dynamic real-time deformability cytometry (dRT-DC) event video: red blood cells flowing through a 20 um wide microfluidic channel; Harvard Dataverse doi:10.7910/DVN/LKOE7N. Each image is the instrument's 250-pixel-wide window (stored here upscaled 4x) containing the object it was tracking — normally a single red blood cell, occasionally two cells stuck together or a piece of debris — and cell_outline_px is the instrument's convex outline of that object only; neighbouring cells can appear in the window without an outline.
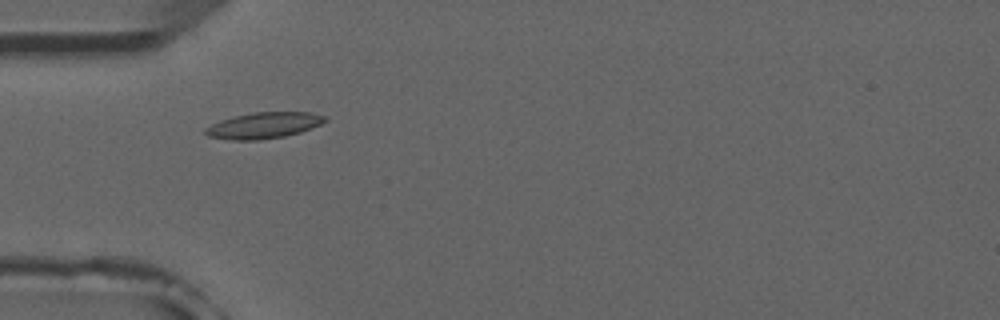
{"species": "common noctule bat (a hibernating species)", "species_latin": "Nyctalus noctula", "temperature_condition": "room temperature", "stored_images_in_passage": 6, "camera_frame_rate_fps": 3000, "um_per_image_px": 0.085, "animal": {"sex": "male", "forearm_length_mm": 52.5}, "frame": {"image": 1, "passage_image": 4, "time_ms": 4.333, "image_size_px": [1000, 320], "cell_outline_px": [[328, 120], [320, 124], [300, 132], [284, 136], [260, 140], [232, 140], [208, 136], [204, 132], [204, 128], [220, 120], [252, 112], [312, 112], [328, 116]], "centroid_in_image_um": [22.44, 10.65], "position_along_channel_um": 62.6, "area_um2": 18.21}}
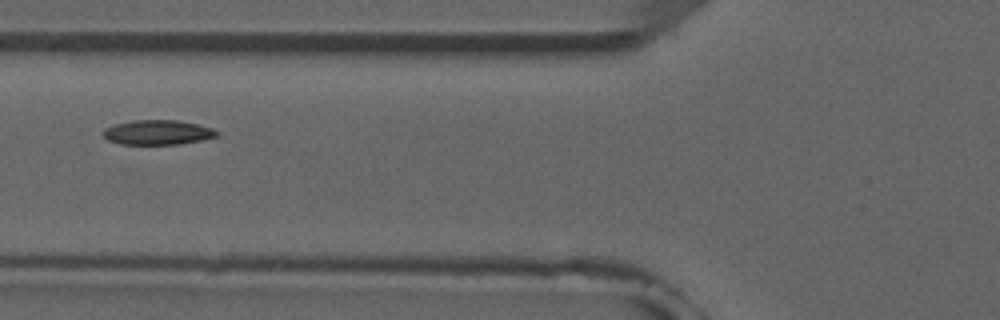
{"frame": {"image": 2, "passage_image": 5, "time_ms": 5.667, "image_size_px": [1000, 320], "cell_outline_px": [[220, 132], [216, 136], [200, 140], [180, 144], [120, 144], [108, 140], [100, 132], [104, 128], [116, 124], [132, 120], [176, 120], [196, 124], [212, 128]], "centroid_in_image_um": [13.36, 11.25], "position_along_channel_um": 112.4, "area_um2": 16.3}}
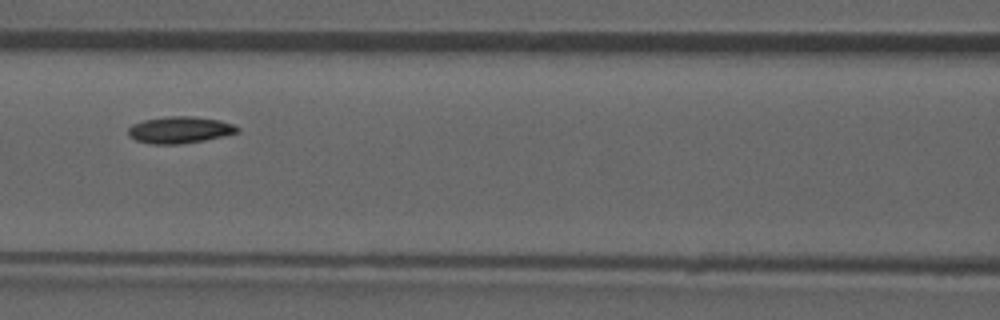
{"frame": {"image": 3, "passage_image": 6, "time_ms": 6.667, "image_size_px": [1000, 320], "cell_outline_px": [[240, 132], [224, 136], [204, 140], [180, 144], [152, 144], [136, 140], [128, 136], [128, 128], [132, 124], [144, 120], [164, 116], [192, 116], [220, 120], [232, 124], [240, 128]], "centroid_in_image_um": [15.28, 11.04], "position_along_channel_um": 151.3, "area_um2": 17.11}}